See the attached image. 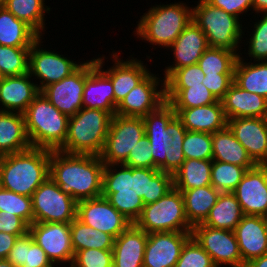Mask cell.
<instances>
[{
    "instance_id": "obj_22",
    "label": "cell",
    "mask_w": 267,
    "mask_h": 267,
    "mask_svg": "<svg viewBox=\"0 0 267 267\" xmlns=\"http://www.w3.org/2000/svg\"><path fill=\"white\" fill-rule=\"evenodd\" d=\"M208 47L206 35L192 20L168 47L172 48L175 63L165 68L164 80L176 69L197 64Z\"/></svg>"
},
{
    "instance_id": "obj_33",
    "label": "cell",
    "mask_w": 267,
    "mask_h": 267,
    "mask_svg": "<svg viewBox=\"0 0 267 267\" xmlns=\"http://www.w3.org/2000/svg\"><path fill=\"white\" fill-rule=\"evenodd\" d=\"M244 216L240 203L233 192H221L216 204L202 223L214 229L234 231Z\"/></svg>"
},
{
    "instance_id": "obj_44",
    "label": "cell",
    "mask_w": 267,
    "mask_h": 267,
    "mask_svg": "<svg viewBox=\"0 0 267 267\" xmlns=\"http://www.w3.org/2000/svg\"><path fill=\"white\" fill-rule=\"evenodd\" d=\"M0 211L20 217L28 226L33 223L32 197L0 187Z\"/></svg>"
},
{
    "instance_id": "obj_39",
    "label": "cell",
    "mask_w": 267,
    "mask_h": 267,
    "mask_svg": "<svg viewBox=\"0 0 267 267\" xmlns=\"http://www.w3.org/2000/svg\"><path fill=\"white\" fill-rule=\"evenodd\" d=\"M237 58L234 51L209 46L197 64L205 75L234 74Z\"/></svg>"
},
{
    "instance_id": "obj_11",
    "label": "cell",
    "mask_w": 267,
    "mask_h": 267,
    "mask_svg": "<svg viewBox=\"0 0 267 267\" xmlns=\"http://www.w3.org/2000/svg\"><path fill=\"white\" fill-rule=\"evenodd\" d=\"M192 236L211 256L216 267H242V257L234 231L214 229L201 223L193 227Z\"/></svg>"
},
{
    "instance_id": "obj_3",
    "label": "cell",
    "mask_w": 267,
    "mask_h": 267,
    "mask_svg": "<svg viewBox=\"0 0 267 267\" xmlns=\"http://www.w3.org/2000/svg\"><path fill=\"white\" fill-rule=\"evenodd\" d=\"M50 150L31 147L22 152L0 156L1 187L32 197L49 177Z\"/></svg>"
},
{
    "instance_id": "obj_21",
    "label": "cell",
    "mask_w": 267,
    "mask_h": 267,
    "mask_svg": "<svg viewBox=\"0 0 267 267\" xmlns=\"http://www.w3.org/2000/svg\"><path fill=\"white\" fill-rule=\"evenodd\" d=\"M227 126L257 165L267 163V118H232Z\"/></svg>"
},
{
    "instance_id": "obj_50",
    "label": "cell",
    "mask_w": 267,
    "mask_h": 267,
    "mask_svg": "<svg viewBox=\"0 0 267 267\" xmlns=\"http://www.w3.org/2000/svg\"><path fill=\"white\" fill-rule=\"evenodd\" d=\"M233 81L234 74L217 73V75H205L202 84L208 88L217 100L221 101L225 97V94Z\"/></svg>"
},
{
    "instance_id": "obj_42",
    "label": "cell",
    "mask_w": 267,
    "mask_h": 267,
    "mask_svg": "<svg viewBox=\"0 0 267 267\" xmlns=\"http://www.w3.org/2000/svg\"><path fill=\"white\" fill-rule=\"evenodd\" d=\"M186 128L181 120L175 116L167 125V133L172 137L166 154V173L173 175L186 160L182 150V143Z\"/></svg>"
},
{
    "instance_id": "obj_51",
    "label": "cell",
    "mask_w": 267,
    "mask_h": 267,
    "mask_svg": "<svg viewBox=\"0 0 267 267\" xmlns=\"http://www.w3.org/2000/svg\"><path fill=\"white\" fill-rule=\"evenodd\" d=\"M21 267H54L45 251L33 240L25 245L24 264Z\"/></svg>"
},
{
    "instance_id": "obj_31",
    "label": "cell",
    "mask_w": 267,
    "mask_h": 267,
    "mask_svg": "<svg viewBox=\"0 0 267 267\" xmlns=\"http://www.w3.org/2000/svg\"><path fill=\"white\" fill-rule=\"evenodd\" d=\"M40 37L26 22L0 7V45L31 47Z\"/></svg>"
},
{
    "instance_id": "obj_28",
    "label": "cell",
    "mask_w": 267,
    "mask_h": 267,
    "mask_svg": "<svg viewBox=\"0 0 267 267\" xmlns=\"http://www.w3.org/2000/svg\"><path fill=\"white\" fill-rule=\"evenodd\" d=\"M227 119L267 118V99L240 88L234 81L221 100Z\"/></svg>"
},
{
    "instance_id": "obj_29",
    "label": "cell",
    "mask_w": 267,
    "mask_h": 267,
    "mask_svg": "<svg viewBox=\"0 0 267 267\" xmlns=\"http://www.w3.org/2000/svg\"><path fill=\"white\" fill-rule=\"evenodd\" d=\"M22 113L0 111V156L30 149Z\"/></svg>"
},
{
    "instance_id": "obj_58",
    "label": "cell",
    "mask_w": 267,
    "mask_h": 267,
    "mask_svg": "<svg viewBox=\"0 0 267 267\" xmlns=\"http://www.w3.org/2000/svg\"><path fill=\"white\" fill-rule=\"evenodd\" d=\"M0 267H15L7 259H0Z\"/></svg>"
},
{
    "instance_id": "obj_18",
    "label": "cell",
    "mask_w": 267,
    "mask_h": 267,
    "mask_svg": "<svg viewBox=\"0 0 267 267\" xmlns=\"http://www.w3.org/2000/svg\"><path fill=\"white\" fill-rule=\"evenodd\" d=\"M192 231L148 233L143 267H175Z\"/></svg>"
},
{
    "instance_id": "obj_35",
    "label": "cell",
    "mask_w": 267,
    "mask_h": 267,
    "mask_svg": "<svg viewBox=\"0 0 267 267\" xmlns=\"http://www.w3.org/2000/svg\"><path fill=\"white\" fill-rule=\"evenodd\" d=\"M212 160H185L173 174V187L184 190L211 185Z\"/></svg>"
},
{
    "instance_id": "obj_52",
    "label": "cell",
    "mask_w": 267,
    "mask_h": 267,
    "mask_svg": "<svg viewBox=\"0 0 267 267\" xmlns=\"http://www.w3.org/2000/svg\"><path fill=\"white\" fill-rule=\"evenodd\" d=\"M28 231L29 226L20 217L6 211H0V232L20 237Z\"/></svg>"
},
{
    "instance_id": "obj_38",
    "label": "cell",
    "mask_w": 267,
    "mask_h": 267,
    "mask_svg": "<svg viewBox=\"0 0 267 267\" xmlns=\"http://www.w3.org/2000/svg\"><path fill=\"white\" fill-rule=\"evenodd\" d=\"M165 100L173 108H194L218 101L202 83L201 85H188L185 89H165Z\"/></svg>"
},
{
    "instance_id": "obj_26",
    "label": "cell",
    "mask_w": 267,
    "mask_h": 267,
    "mask_svg": "<svg viewBox=\"0 0 267 267\" xmlns=\"http://www.w3.org/2000/svg\"><path fill=\"white\" fill-rule=\"evenodd\" d=\"M26 73L21 76L4 77L0 81V111L24 113L40 93L36 83Z\"/></svg>"
},
{
    "instance_id": "obj_24",
    "label": "cell",
    "mask_w": 267,
    "mask_h": 267,
    "mask_svg": "<svg viewBox=\"0 0 267 267\" xmlns=\"http://www.w3.org/2000/svg\"><path fill=\"white\" fill-rule=\"evenodd\" d=\"M187 131L213 134L227 127L222 101L194 108H173Z\"/></svg>"
},
{
    "instance_id": "obj_19",
    "label": "cell",
    "mask_w": 267,
    "mask_h": 267,
    "mask_svg": "<svg viewBox=\"0 0 267 267\" xmlns=\"http://www.w3.org/2000/svg\"><path fill=\"white\" fill-rule=\"evenodd\" d=\"M98 57L88 60V77L82 96L83 108L101 109L115 115L113 84L109 77L102 71L104 58Z\"/></svg>"
},
{
    "instance_id": "obj_27",
    "label": "cell",
    "mask_w": 267,
    "mask_h": 267,
    "mask_svg": "<svg viewBox=\"0 0 267 267\" xmlns=\"http://www.w3.org/2000/svg\"><path fill=\"white\" fill-rule=\"evenodd\" d=\"M148 233L132 223L114 239L113 267H143Z\"/></svg>"
},
{
    "instance_id": "obj_48",
    "label": "cell",
    "mask_w": 267,
    "mask_h": 267,
    "mask_svg": "<svg viewBox=\"0 0 267 267\" xmlns=\"http://www.w3.org/2000/svg\"><path fill=\"white\" fill-rule=\"evenodd\" d=\"M262 17L254 24L253 32L250 34L252 36L248 41V55L257 62L267 61V14H263Z\"/></svg>"
},
{
    "instance_id": "obj_54",
    "label": "cell",
    "mask_w": 267,
    "mask_h": 267,
    "mask_svg": "<svg viewBox=\"0 0 267 267\" xmlns=\"http://www.w3.org/2000/svg\"><path fill=\"white\" fill-rule=\"evenodd\" d=\"M32 238V235L28 231L25 235L15 240L14 246L11 248L6 258L15 267H21L24 264L25 245Z\"/></svg>"
},
{
    "instance_id": "obj_34",
    "label": "cell",
    "mask_w": 267,
    "mask_h": 267,
    "mask_svg": "<svg viewBox=\"0 0 267 267\" xmlns=\"http://www.w3.org/2000/svg\"><path fill=\"white\" fill-rule=\"evenodd\" d=\"M234 82L240 88L267 99V61L246 63L239 55L234 66Z\"/></svg>"
},
{
    "instance_id": "obj_59",
    "label": "cell",
    "mask_w": 267,
    "mask_h": 267,
    "mask_svg": "<svg viewBox=\"0 0 267 267\" xmlns=\"http://www.w3.org/2000/svg\"><path fill=\"white\" fill-rule=\"evenodd\" d=\"M262 219H263V222H264V225L267 229V209L266 211L261 215Z\"/></svg>"
},
{
    "instance_id": "obj_53",
    "label": "cell",
    "mask_w": 267,
    "mask_h": 267,
    "mask_svg": "<svg viewBox=\"0 0 267 267\" xmlns=\"http://www.w3.org/2000/svg\"><path fill=\"white\" fill-rule=\"evenodd\" d=\"M209 4L226 11L228 14L236 16L247 12L249 8L253 9V0H206Z\"/></svg>"
},
{
    "instance_id": "obj_1",
    "label": "cell",
    "mask_w": 267,
    "mask_h": 267,
    "mask_svg": "<svg viewBox=\"0 0 267 267\" xmlns=\"http://www.w3.org/2000/svg\"><path fill=\"white\" fill-rule=\"evenodd\" d=\"M120 167V169H116ZM113 167V168H112ZM173 188V175L153 168H130L123 164L105 165L102 194L132 223L144 205L156 202Z\"/></svg>"
},
{
    "instance_id": "obj_8",
    "label": "cell",
    "mask_w": 267,
    "mask_h": 267,
    "mask_svg": "<svg viewBox=\"0 0 267 267\" xmlns=\"http://www.w3.org/2000/svg\"><path fill=\"white\" fill-rule=\"evenodd\" d=\"M146 233L192 231L184 209L180 190L171 188L156 202L144 205L140 217L134 223Z\"/></svg>"
},
{
    "instance_id": "obj_17",
    "label": "cell",
    "mask_w": 267,
    "mask_h": 267,
    "mask_svg": "<svg viewBox=\"0 0 267 267\" xmlns=\"http://www.w3.org/2000/svg\"><path fill=\"white\" fill-rule=\"evenodd\" d=\"M175 116L176 112L172 105L165 101L156 110L143 117L145 135L152 150L153 169L166 172V154L172 141V137L167 133V125Z\"/></svg>"
},
{
    "instance_id": "obj_5",
    "label": "cell",
    "mask_w": 267,
    "mask_h": 267,
    "mask_svg": "<svg viewBox=\"0 0 267 267\" xmlns=\"http://www.w3.org/2000/svg\"><path fill=\"white\" fill-rule=\"evenodd\" d=\"M112 115L101 109L82 108L69 118L67 137L58 149L68 154L100 156Z\"/></svg>"
},
{
    "instance_id": "obj_47",
    "label": "cell",
    "mask_w": 267,
    "mask_h": 267,
    "mask_svg": "<svg viewBox=\"0 0 267 267\" xmlns=\"http://www.w3.org/2000/svg\"><path fill=\"white\" fill-rule=\"evenodd\" d=\"M71 267H113V251L95 248L79 250Z\"/></svg>"
},
{
    "instance_id": "obj_60",
    "label": "cell",
    "mask_w": 267,
    "mask_h": 267,
    "mask_svg": "<svg viewBox=\"0 0 267 267\" xmlns=\"http://www.w3.org/2000/svg\"><path fill=\"white\" fill-rule=\"evenodd\" d=\"M7 3V0H0V7H4Z\"/></svg>"
},
{
    "instance_id": "obj_55",
    "label": "cell",
    "mask_w": 267,
    "mask_h": 267,
    "mask_svg": "<svg viewBox=\"0 0 267 267\" xmlns=\"http://www.w3.org/2000/svg\"><path fill=\"white\" fill-rule=\"evenodd\" d=\"M18 237L5 232H0V259H6Z\"/></svg>"
},
{
    "instance_id": "obj_9",
    "label": "cell",
    "mask_w": 267,
    "mask_h": 267,
    "mask_svg": "<svg viewBox=\"0 0 267 267\" xmlns=\"http://www.w3.org/2000/svg\"><path fill=\"white\" fill-rule=\"evenodd\" d=\"M145 136L142 117L113 115L104 148L100 154L105 165L123 164L137 142Z\"/></svg>"
},
{
    "instance_id": "obj_40",
    "label": "cell",
    "mask_w": 267,
    "mask_h": 267,
    "mask_svg": "<svg viewBox=\"0 0 267 267\" xmlns=\"http://www.w3.org/2000/svg\"><path fill=\"white\" fill-rule=\"evenodd\" d=\"M246 171L242 166L212 160L211 185L220 192H233Z\"/></svg>"
},
{
    "instance_id": "obj_49",
    "label": "cell",
    "mask_w": 267,
    "mask_h": 267,
    "mask_svg": "<svg viewBox=\"0 0 267 267\" xmlns=\"http://www.w3.org/2000/svg\"><path fill=\"white\" fill-rule=\"evenodd\" d=\"M148 137L143 136L136 144L123 165L130 168H153V156Z\"/></svg>"
},
{
    "instance_id": "obj_2",
    "label": "cell",
    "mask_w": 267,
    "mask_h": 267,
    "mask_svg": "<svg viewBox=\"0 0 267 267\" xmlns=\"http://www.w3.org/2000/svg\"><path fill=\"white\" fill-rule=\"evenodd\" d=\"M104 168L100 156L50 150L49 176L77 202L101 196Z\"/></svg>"
},
{
    "instance_id": "obj_15",
    "label": "cell",
    "mask_w": 267,
    "mask_h": 267,
    "mask_svg": "<svg viewBox=\"0 0 267 267\" xmlns=\"http://www.w3.org/2000/svg\"><path fill=\"white\" fill-rule=\"evenodd\" d=\"M159 79V80H158ZM161 81V84L159 83ZM159 84L162 89L158 88ZM165 80L149 73L133 88L116 108V115L145 117L165 102Z\"/></svg>"
},
{
    "instance_id": "obj_41",
    "label": "cell",
    "mask_w": 267,
    "mask_h": 267,
    "mask_svg": "<svg viewBox=\"0 0 267 267\" xmlns=\"http://www.w3.org/2000/svg\"><path fill=\"white\" fill-rule=\"evenodd\" d=\"M30 47L0 45V71L4 77L28 73Z\"/></svg>"
},
{
    "instance_id": "obj_14",
    "label": "cell",
    "mask_w": 267,
    "mask_h": 267,
    "mask_svg": "<svg viewBox=\"0 0 267 267\" xmlns=\"http://www.w3.org/2000/svg\"><path fill=\"white\" fill-rule=\"evenodd\" d=\"M76 218L96 230L111 235L114 239L132 224L103 196L77 202Z\"/></svg>"
},
{
    "instance_id": "obj_6",
    "label": "cell",
    "mask_w": 267,
    "mask_h": 267,
    "mask_svg": "<svg viewBox=\"0 0 267 267\" xmlns=\"http://www.w3.org/2000/svg\"><path fill=\"white\" fill-rule=\"evenodd\" d=\"M140 18L135 34L152 45L168 48L192 21V8L180 2L160 4Z\"/></svg>"
},
{
    "instance_id": "obj_30",
    "label": "cell",
    "mask_w": 267,
    "mask_h": 267,
    "mask_svg": "<svg viewBox=\"0 0 267 267\" xmlns=\"http://www.w3.org/2000/svg\"><path fill=\"white\" fill-rule=\"evenodd\" d=\"M212 149V160L242 166L247 170L257 165L228 126L212 134Z\"/></svg>"
},
{
    "instance_id": "obj_61",
    "label": "cell",
    "mask_w": 267,
    "mask_h": 267,
    "mask_svg": "<svg viewBox=\"0 0 267 267\" xmlns=\"http://www.w3.org/2000/svg\"><path fill=\"white\" fill-rule=\"evenodd\" d=\"M4 78V76L2 75L1 71H0V81Z\"/></svg>"
},
{
    "instance_id": "obj_13",
    "label": "cell",
    "mask_w": 267,
    "mask_h": 267,
    "mask_svg": "<svg viewBox=\"0 0 267 267\" xmlns=\"http://www.w3.org/2000/svg\"><path fill=\"white\" fill-rule=\"evenodd\" d=\"M29 233L53 265L69 262L71 267L75 252L72 248L70 223L33 222L29 226Z\"/></svg>"
},
{
    "instance_id": "obj_45",
    "label": "cell",
    "mask_w": 267,
    "mask_h": 267,
    "mask_svg": "<svg viewBox=\"0 0 267 267\" xmlns=\"http://www.w3.org/2000/svg\"><path fill=\"white\" fill-rule=\"evenodd\" d=\"M175 267H216L211 256L191 236L184 244Z\"/></svg>"
},
{
    "instance_id": "obj_4",
    "label": "cell",
    "mask_w": 267,
    "mask_h": 267,
    "mask_svg": "<svg viewBox=\"0 0 267 267\" xmlns=\"http://www.w3.org/2000/svg\"><path fill=\"white\" fill-rule=\"evenodd\" d=\"M30 144L35 148L58 150L67 137L69 118L40 92L23 113Z\"/></svg>"
},
{
    "instance_id": "obj_12",
    "label": "cell",
    "mask_w": 267,
    "mask_h": 267,
    "mask_svg": "<svg viewBox=\"0 0 267 267\" xmlns=\"http://www.w3.org/2000/svg\"><path fill=\"white\" fill-rule=\"evenodd\" d=\"M41 38L30 47L28 63L30 76L40 80V85H37L40 92L46 86L66 78L81 65L70 58L67 59L64 55L55 53L54 50H46L42 47L40 49Z\"/></svg>"
},
{
    "instance_id": "obj_10",
    "label": "cell",
    "mask_w": 267,
    "mask_h": 267,
    "mask_svg": "<svg viewBox=\"0 0 267 267\" xmlns=\"http://www.w3.org/2000/svg\"><path fill=\"white\" fill-rule=\"evenodd\" d=\"M33 222L71 223L77 201L60 190L49 176L32 194Z\"/></svg>"
},
{
    "instance_id": "obj_56",
    "label": "cell",
    "mask_w": 267,
    "mask_h": 267,
    "mask_svg": "<svg viewBox=\"0 0 267 267\" xmlns=\"http://www.w3.org/2000/svg\"><path fill=\"white\" fill-rule=\"evenodd\" d=\"M244 267H267V253L247 262Z\"/></svg>"
},
{
    "instance_id": "obj_20",
    "label": "cell",
    "mask_w": 267,
    "mask_h": 267,
    "mask_svg": "<svg viewBox=\"0 0 267 267\" xmlns=\"http://www.w3.org/2000/svg\"><path fill=\"white\" fill-rule=\"evenodd\" d=\"M233 193L244 215L261 216L267 209V167L248 169Z\"/></svg>"
},
{
    "instance_id": "obj_43",
    "label": "cell",
    "mask_w": 267,
    "mask_h": 267,
    "mask_svg": "<svg viewBox=\"0 0 267 267\" xmlns=\"http://www.w3.org/2000/svg\"><path fill=\"white\" fill-rule=\"evenodd\" d=\"M182 150L186 160H212V134L186 131L182 143Z\"/></svg>"
},
{
    "instance_id": "obj_23",
    "label": "cell",
    "mask_w": 267,
    "mask_h": 267,
    "mask_svg": "<svg viewBox=\"0 0 267 267\" xmlns=\"http://www.w3.org/2000/svg\"><path fill=\"white\" fill-rule=\"evenodd\" d=\"M234 233L242 257V267L267 253V229L261 216L244 215Z\"/></svg>"
},
{
    "instance_id": "obj_46",
    "label": "cell",
    "mask_w": 267,
    "mask_h": 267,
    "mask_svg": "<svg viewBox=\"0 0 267 267\" xmlns=\"http://www.w3.org/2000/svg\"><path fill=\"white\" fill-rule=\"evenodd\" d=\"M205 74L198 64L176 69L166 80L165 89H185L188 85H201Z\"/></svg>"
},
{
    "instance_id": "obj_25",
    "label": "cell",
    "mask_w": 267,
    "mask_h": 267,
    "mask_svg": "<svg viewBox=\"0 0 267 267\" xmlns=\"http://www.w3.org/2000/svg\"><path fill=\"white\" fill-rule=\"evenodd\" d=\"M120 53H113L111 68L102 70L112 81L114 91V104L117 107L125 96L141 82L150 71L142 62L136 58L127 61L118 58ZM124 61V62H123Z\"/></svg>"
},
{
    "instance_id": "obj_36",
    "label": "cell",
    "mask_w": 267,
    "mask_h": 267,
    "mask_svg": "<svg viewBox=\"0 0 267 267\" xmlns=\"http://www.w3.org/2000/svg\"><path fill=\"white\" fill-rule=\"evenodd\" d=\"M72 248L76 253L79 250L95 248L101 250H112L114 238L100 230H96L77 218L70 223Z\"/></svg>"
},
{
    "instance_id": "obj_32",
    "label": "cell",
    "mask_w": 267,
    "mask_h": 267,
    "mask_svg": "<svg viewBox=\"0 0 267 267\" xmlns=\"http://www.w3.org/2000/svg\"><path fill=\"white\" fill-rule=\"evenodd\" d=\"M181 193L186 218L189 224L194 227L205 221L221 192L216 190L212 185H208L184 190Z\"/></svg>"
},
{
    "instance_id": "obj_57",
    "label": "cell",
    "mask_w": 267,
    "mask_h": 267,
    "mask_svg": "<svg viewBox=\"0 0 267 267\" xmlns=\"http://www.w3.org/2000/svg\"><path fill=\"white\" fill-rule=\"evenodd\" d=\"M253 11L260 14H267V0H253Z\"/></svg>"
},
{
    "instance_id": "obj_37",
    "label": "cell",
    "mask_w": 267,
    "mask_h": 267,
    "mask_svg": "<svg viewBox=\"0 0 267 267\" xmlns=\"http://www.w3.org/2000/svg\"><path fill=\"white\" fill-rule=\"evenodd\" d=\"M44 2L45 0H7L4 7L42 36L46 21L44 15L50 11Z\"/></svg>"
},
{
    "instance_id": "obj_16",
    "label": "cell",
    "mask_w": 267,
    "mask_h": 267,
    "mask_svg": "<svg viewBox=\"0 0 267 267\" xmlns=\"http://www.w3.org/2000/svg\"><path fill=\"white\" fill-rule=\"evenodd\" d=\"M88 77V61L61 81L46 86L41 92L61 113L71 117L83 108L82 96Z\"/></svg>"
},
{
    "instance_id": "obj_7",
    "label": "cell",
    "mask_w": 267,
    "mask_h": 267,
    "mask_svg": "<svg viewBox=\"0 0 267 267\" xmlns=\"http://www.w3.org/2000/svg\"><path fill=\"white\" fill-rule=\"evenodd\" d=\"M192 8V20L207 37L210 47L224 48L234 51L242 39V24L238 17L212 6L206 0H199Z\"/></svg>"
}]
</instances>
